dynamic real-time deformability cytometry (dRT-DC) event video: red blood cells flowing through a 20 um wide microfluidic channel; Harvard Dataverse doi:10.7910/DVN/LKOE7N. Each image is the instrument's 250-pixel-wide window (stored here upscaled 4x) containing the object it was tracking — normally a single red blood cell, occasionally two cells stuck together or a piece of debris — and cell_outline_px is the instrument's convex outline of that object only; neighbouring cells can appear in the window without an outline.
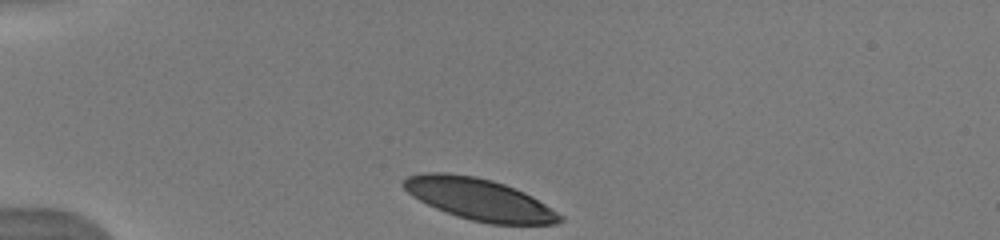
{"species": "human", "species_latin": "Homo sapiens", "temperature_condition": "warm", "stored_images_in_passage": 57, "camera_frame_rate_fps": 3000, "um_per_image_px": 0.085, "donor": {"sex": "male"}, "frame": {"image": 1, "passage_image": 1, "time_ms": 0.0, "image_size_px": [1000, 240], "cell_outline_px": [[564, 220], [556, 224], [488, 224], [456, 216], [436, 208], [412, 196], [400, 184], [408, 176], [424, 172], [444, 172], [476, 176], [492, 180], [504, 184], [524, 192], [532, 196], [564, 216]], "centroid_in_image_um": [40.74, 16.94], "position_along_channel_um": 44.3, "area_um2": 37.92}}
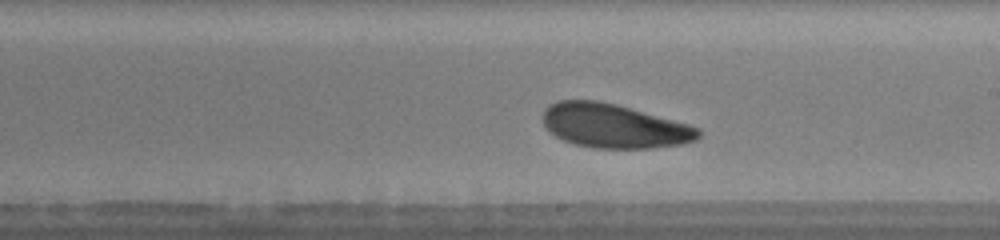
{"frame": {"image": 2, "passage_image": 30, "time_ms": 6.0, "image_size_px": [1000, 240], "cell_outline_px": [[700, 136], [696, 140], [684, 144], [652, 148], [596, 148], [576, 144], [564, 140], [556, 136], [544, 124], [544, 108], [548, 104], [560, 100], [596, 100], [616, 104], [688, 124], [700, 128]], "centroid_in_image_um": [52.21, 10.7], "position_along_channel_um": 236.8, "area_um2": 39.71}, "authors_computed_cell_mechanics": {"area_um2": 40.0554, "velocity_mm_per_s": 3.8926, "shape_relaxation_time_tau1_ms": 2.1883, "shape_relaxation_time_tau2_ms": 6.6455, "deformation_change_tau1": 0.0951, "deformation_change_tau2": 0.17}}